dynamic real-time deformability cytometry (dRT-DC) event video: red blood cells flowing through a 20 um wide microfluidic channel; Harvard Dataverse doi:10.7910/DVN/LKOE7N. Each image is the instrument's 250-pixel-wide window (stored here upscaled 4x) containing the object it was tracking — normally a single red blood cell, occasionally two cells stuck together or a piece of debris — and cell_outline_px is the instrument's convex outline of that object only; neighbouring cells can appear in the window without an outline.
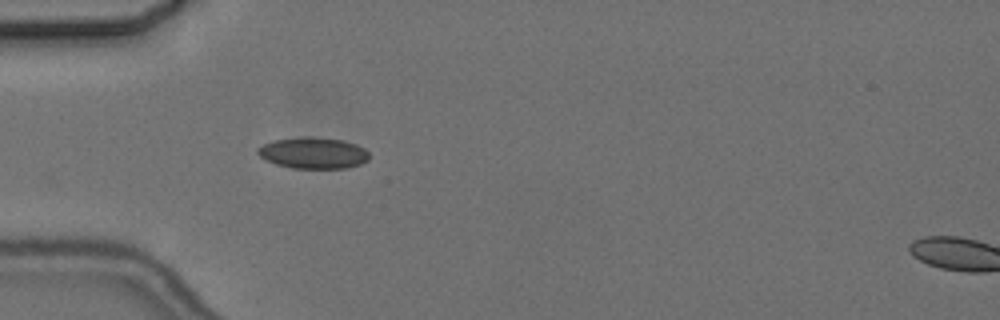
{"species": "common noctule bat (a hibernating species)", "species_latin": "Nyctalus noctula", "temperature_condition": "cold", "stored_images_in_passage": 3, "segment_of_instrument_passage": [1, 2], "camera_frame_rate_fps": 3000, "um_per_image_px": 0.085, "animal": {"sex": "female", "body_mass_g": 24.6, "forearm_length_mm": 56.2}, "frame": {"image": 1, "passage_image": 2, "time_ms": 1.333, "image_size_px": [1000, 320], "cell_outline_px": [[368, 160], [360, 164], [348, 168], [292, 168], [276, 164], [264, 160], [256, 152], [256, 148], [264, 144], [276, 140], [300, 136], [312, 136], [344, 140], [356, 144], [364, 148], [368, 152]], "centroid_in_image_um": [26.61, 12.99], "position_along_channel_um": 58.4, "area_um2": 20.52}}